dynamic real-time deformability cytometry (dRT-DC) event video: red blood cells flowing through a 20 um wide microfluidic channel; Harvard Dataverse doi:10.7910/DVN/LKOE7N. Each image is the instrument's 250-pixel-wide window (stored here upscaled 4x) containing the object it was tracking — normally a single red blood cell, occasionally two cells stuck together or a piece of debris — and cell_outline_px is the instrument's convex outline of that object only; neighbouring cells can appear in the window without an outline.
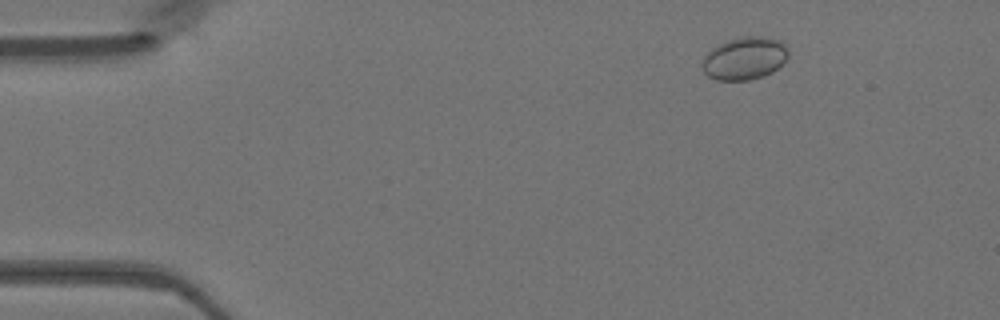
{"species": "Egyptian fruit bat (a non-hibernating species)", "species_latin": "Rousettus aegyptiacus", "temperature_condition": "warm", "stored_images_in_passage": 48, "camera_frame_rate_fps": 3000, "um_per_image_px": 0.085, "animal": {"sex": "female"}, "frame": {"image": 1, "passage_image": 6, "time_ms": 1.667, "image_size_px": [1000, 320], "cell_outline_px": [[788, 56], [784, 64], [772, 72], [748, 80], [716, 80], [708, 76], [704, 72], [700, 64], [704, 56], [712, 48], [736, 36], [768, 36], [780, 40], [788, 48]], "centroid_in_image_um": [63.3, 4.94], "position_along_channel_um": 21.7, "area_um2": 21.73}}
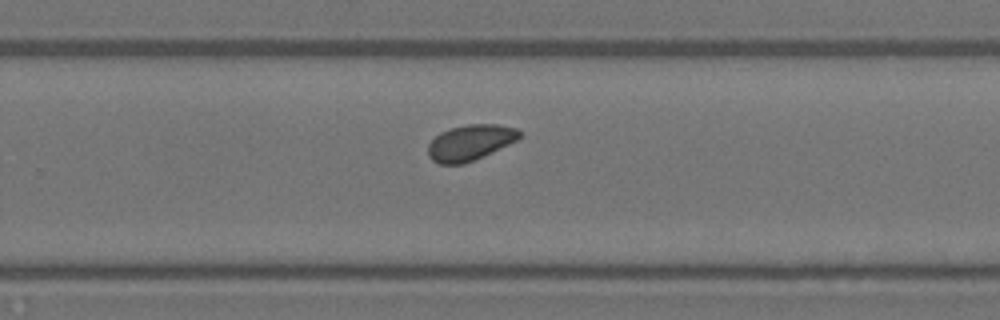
{"frame": {"image": 2, "passage_image": 31, "time_ms": 10.0, "image_size_px": [1000, 320], "cell_outline_px": [[520, 136], [516, 140], [484, 156], [464, 164], [440, 164], [432, 160], [428, 156], [428, 144], [440, 132], [452, 128], [468, 124], [496, 124], [516, 128], [520, 132]], "centroid_in_image_um": [39.94, 12.12], "position_along_channel_um": 289.9, "area_um2": 18.84}}
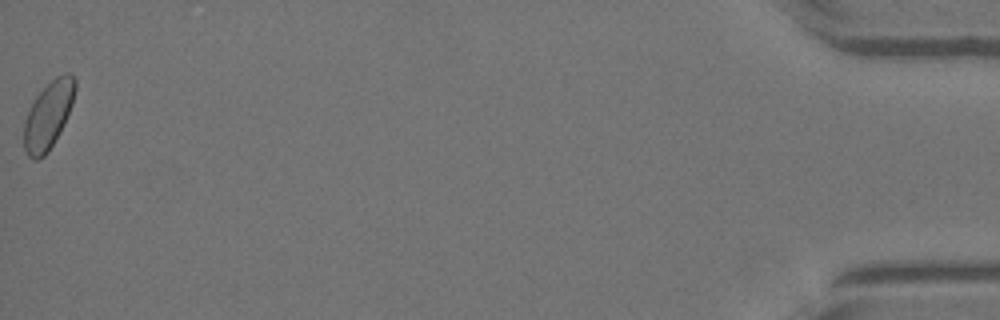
{"frame": {"image": 3, "passage_image": 48, "time_ms": 15.667, "image_size_px": [1000, 320], "cell_outline_px": [[76, 88], [72, 104], [64, 124], [60, 132], [48, 152], [44, 156], [36, 160], [32, 160], [28, 156], [24, 148], [24, 124], [28, 112], [36, 96], [56, 76], [68, 72], [76, 80]], "centroid_in_image_um": [4.11, 9.81], "position_along_channel_um": 431.1, "area_um2": 19.88}}